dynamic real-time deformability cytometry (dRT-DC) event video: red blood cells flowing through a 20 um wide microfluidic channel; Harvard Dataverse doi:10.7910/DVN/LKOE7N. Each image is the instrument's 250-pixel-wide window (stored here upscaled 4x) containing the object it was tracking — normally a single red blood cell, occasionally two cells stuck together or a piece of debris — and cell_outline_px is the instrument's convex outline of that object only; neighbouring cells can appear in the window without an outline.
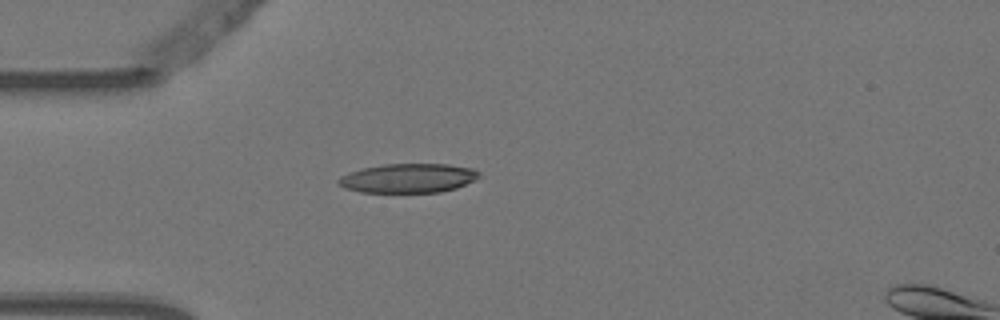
{"species": "Egyptian fruit bat (a non-hibernating species)", "species_latin": "Rousettus aegyptiacus", "temperature_condition": "warm", "stored_images_in_passage": 2, "camera_frame_rate_fps": 3000, "um_per_image_px": 0.085, "animal": {"sex": "female"}, "frame": {"image": 1, "passage_image": 1, "time_ms": 0.0, "image_size_px": [1000, 320], "cell_outline_px": [[480, 176], [456, 188], [440, 192], [360, 192], [344, 188], [336, 184], [336, 180], [340, 176], [348, 172], [364, 168], [384, 164], [448, 164], [472, 168], [480, 172]], "centroid_in_image_um": [34.64, 15.14], "position_along_channel_um": 50.4, "area_um2": 23.93}}